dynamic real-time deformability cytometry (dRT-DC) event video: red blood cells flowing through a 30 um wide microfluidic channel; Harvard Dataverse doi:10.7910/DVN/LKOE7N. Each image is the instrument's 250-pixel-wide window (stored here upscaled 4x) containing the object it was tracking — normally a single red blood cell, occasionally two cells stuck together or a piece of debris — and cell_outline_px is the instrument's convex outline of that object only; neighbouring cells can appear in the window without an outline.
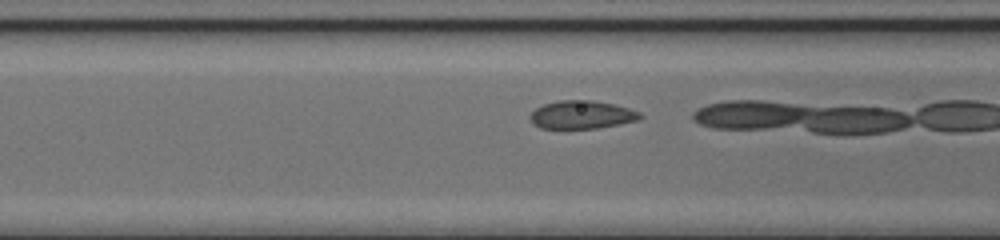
{"species": "common noctule bat (a hibernating species)", "species_latin": "Nyctalus noctula", "temperature_condition": "cold", "stored_images_in_passage": 12, "camera_frame_rate_fps": 3000, "um_per_image_px": 0.085, "animal": {"sex": "female", "body_mass_g": 17.0, "forearm_length_mm": 48.0}, "frame": {"image": 1, "passage_image": 6, "time_ms": 1.667, "image_size_px": [1000, 240], "cell_outline_px": [[644, 116], [640, 120], [620, 124], [596, 128], [540, 128], [532, 124], [528, 116], [536, 108], [544, 104], [560, 100], [592, 100], [616, 104], [640, 112]], "centroid_in_image_um": [49.46, 9.75], "position_along_channel_um": 117.1, "area_um2": 18.21}}